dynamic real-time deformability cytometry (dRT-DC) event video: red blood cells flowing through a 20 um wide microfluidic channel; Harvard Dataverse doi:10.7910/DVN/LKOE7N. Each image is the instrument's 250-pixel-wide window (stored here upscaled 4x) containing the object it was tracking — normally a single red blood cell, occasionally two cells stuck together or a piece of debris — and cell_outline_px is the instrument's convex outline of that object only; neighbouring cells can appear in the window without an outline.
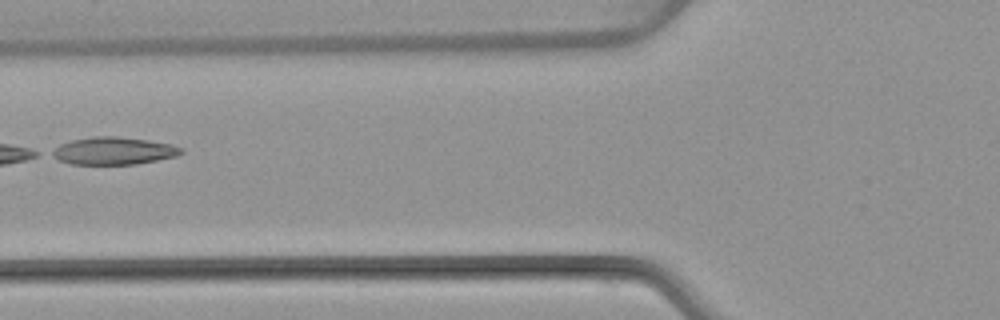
{"species": "common noctule bat (a hibernating species)", "species_latin": "Nyctalus noctula", "temperature_condition": "warm", "stored_images_in_passage": 4, "camera_frame_rate_fps": 3000, "um_per_image_px": 0.085, "animal": {"sex": "female", "body_mass_g": 22.7, "forearm_length_mm": 54.2}, "frame": {"image": 1, "passage_image": 3, "time_ms": 2.667, "image_size_px": [1000, 320], "cell_outline_px": [[184, 152], [176, 156], [136, 164], [72, 164], [60, 160], [52, 156], [48, 152], [60, 144], [72, 140], [92, 136], [116, 136], [148, 140], [172, 144], [184, 148]], "centroid_in_image_um": [9.65, 12.81], "position_along_channel_um": 116.1, "area_um2": 20.75}}
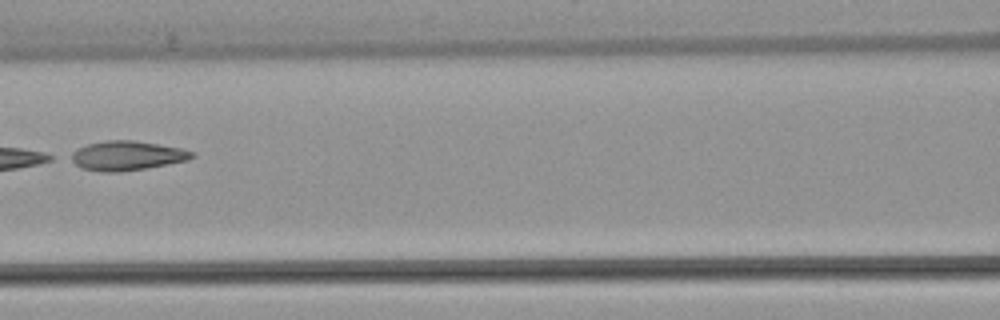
{"frame": {"image": 2, "passage_image": 4, "time_ms": 3.667, "image_size_px": [1000, 320], "cell_outline_px": [[196, 156], [188, 160], [144, 168], [120, 172], [104, 172], [80, 168], [68, 160], [64, 156], [88, 144], [108, 140], [132, 140], [184, 148], [196, 152]], "centroid_in_image_um": [10.76, 13.23], "position_along_channel_um": 155.8, "area_um2": 20.98}}